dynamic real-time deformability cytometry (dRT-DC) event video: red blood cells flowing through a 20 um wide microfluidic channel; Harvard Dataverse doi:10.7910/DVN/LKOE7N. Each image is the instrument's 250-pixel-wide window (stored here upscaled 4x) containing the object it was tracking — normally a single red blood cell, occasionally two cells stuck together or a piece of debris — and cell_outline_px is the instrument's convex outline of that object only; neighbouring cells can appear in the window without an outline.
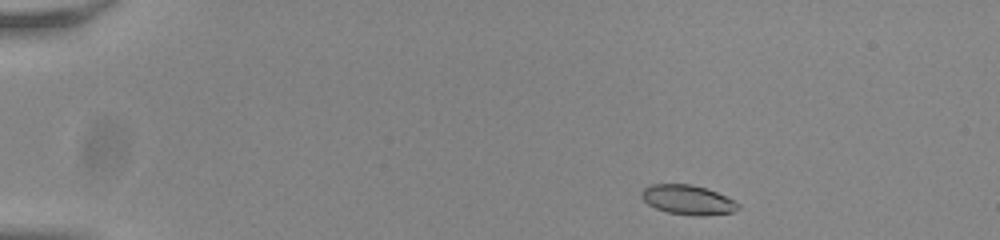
{"species": "common noctule bat (a hibernating species)", "species_latin": "Nyctalus noctula", "temperature_condition": "room temperature", "stored_images_in_passage": 47, "camera_frame_rate_fps": 3000, "um_per_image_px": 0.085, "animal": {"sex": "male", "body_mass_g": 20.0, "forearm_length_mm": 53.3}, "frame": {"image": 1, "passage_image": 1, "time_ms": 0.0, "image_size_px": [1000, 240], "cell_outline_px": [[740, 208], [732, 212], [704, 216], [692, 216], [668, 212], [656, 208], [648, 204], [640, 196], [640, 192], [644, 188], [652, 184], [692, 184], [716, 192], [740, 204]], "centroid_in_image_um": [58.44, 16.99], "position_along_channel_um": 26.6, "area_um2": 16.59}}
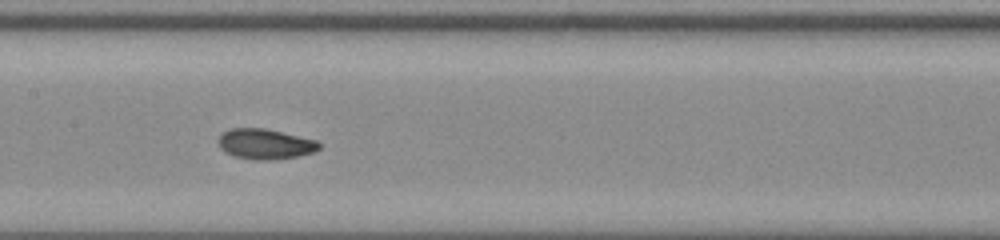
{"frame": {"image": 2, "passage_image": 21, "time_ms": 6.667, "image_size_px": [1000, 240], "cell_outline_px": [[320, 148], [316, 152], [296, 156], [272, 160], [252, 160], [232, 156], [224, 152], [220, 148], [220, 136], [224, 132], [232, 128], [264, 128], [316, 140], [320, 144]], "centroid_in_image_um": [22.54, 12.26], "position_along_channel_um": 184.9, "area_um2": 17.74}}
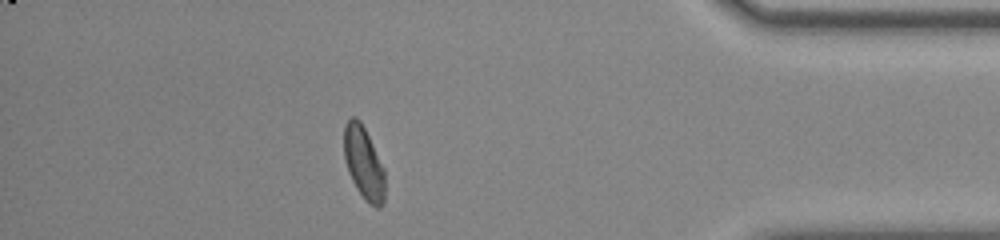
{"frame": {"image": 3, "passage_image": 41, "time_ms": 13.333, "image_size_px": [1000, 240], "cell_outline_px": [[384, 204], [380, 208], [376, 208], [364, 200], [356, 188], [348, 172], [344, 156], [344, 124], [352, 116], [356, 116], [360, 120], [384, 168]], "centroid_in_image_um": [30.91, 13.87], "position_along_channel_um": 404.3, "area_um2": 17.34}, "authors_computed_cell_mechanics": {"area_um2": 17.4556, "velocity_mm_per_s": 3.7911, "shape_relaxation_time_tau1_ms": 4.5211, "shape_relaxation_time_tau2_ms": 1.3102, "deformation_change_tau1": 0.1226, "deformation_change_tau2": 0.056}}